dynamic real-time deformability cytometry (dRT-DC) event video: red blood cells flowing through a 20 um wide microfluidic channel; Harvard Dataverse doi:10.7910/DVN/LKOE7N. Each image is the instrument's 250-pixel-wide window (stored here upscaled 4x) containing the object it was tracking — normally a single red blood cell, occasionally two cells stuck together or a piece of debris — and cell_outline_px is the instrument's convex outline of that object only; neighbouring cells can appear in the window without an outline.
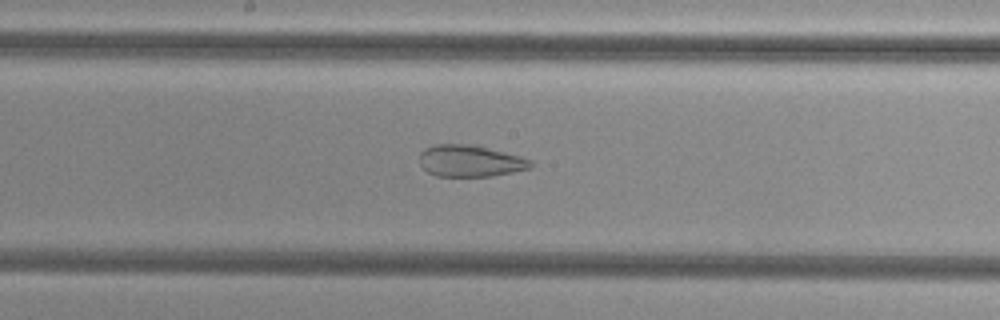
{"species": "common noctule bat (a hibernating species)", "species_latin": "Nyctalus noctula", "temperature_condition": "cold", "stored_images_in_passage": 54, "camera_frame_rate_fps": 3000, "um_per_image_px": 0.085, "animal": {"sex": "female", "body_mass_g": 29.2, "forearm_length_mm": 56.3}, "frame": {"image": 1, "passage_image": 29, "time_ms": 9.333, "image_size_px": [1000, 320], "cell_outline_px": [[532, 168], [492, 176], [436, 176], [428, 172], [420, 164], [420, 152], [424, 148], [436, 144], [480, 144], [520, 156], [532, 160]], "centroid_in_image_um": [39.99, 13.66], "position_along_channel_um": 208.2, "area_um2": 20.87}}
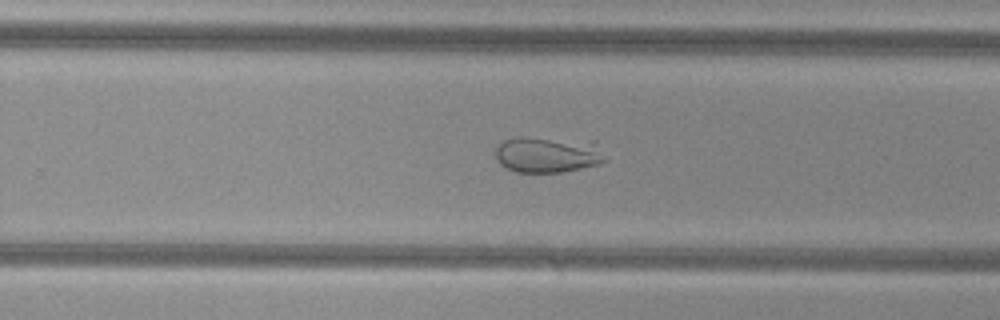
{"frame": {"image": 2, "passage_image": 35, "time_ms": 11.333, "image_size_px": [1000, 320], "cell_outline_px": [[608, 160], [600, 164], [560, 172], [516, 172], [500, 164], [496, 160], [496, 148], [504, 140], [520, 136], [524, 136], [596, 140]], "centroid_in_image_um": [46.63, 13.1], "position_along_channel_um": 283.2, "area_um2": 23.7}}
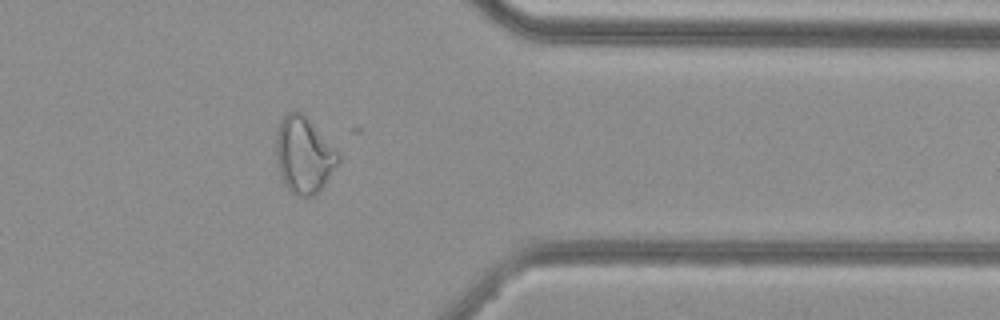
{"frame": {"image": 3, "passage_image": 44, "time_ms": 14.333, "image_size_px": [1000, 320], "cell_outline_px": [[340, 160], [320, 192], [312, 196], [296, 196], [284, 184], [280, 176], [276, 156], [276, 128], [280, 120], [292, 108], [304, 112], [308, 116], [340, 156]], "centroid_in_image_um": [25.8, 13.14], "position_along_channel_um": 385.6, "area_um2": 28.03}}